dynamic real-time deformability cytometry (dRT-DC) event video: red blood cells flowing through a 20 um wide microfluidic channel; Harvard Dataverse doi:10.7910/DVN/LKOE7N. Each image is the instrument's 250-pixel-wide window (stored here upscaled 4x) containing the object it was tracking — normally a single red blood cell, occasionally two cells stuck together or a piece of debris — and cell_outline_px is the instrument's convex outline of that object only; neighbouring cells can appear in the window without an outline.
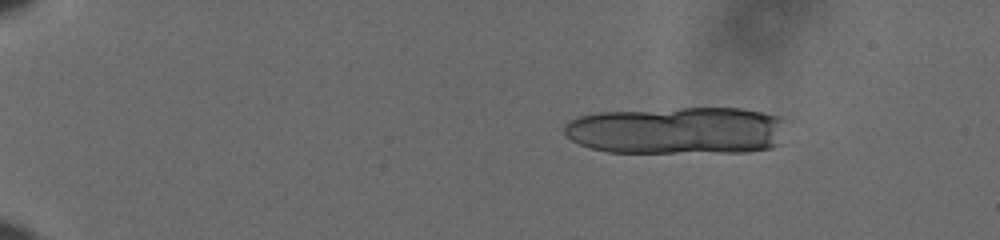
{"species": "human", "species_latin": "Homo sapiens", "temperature_condition": "cold", "stored_images_in_passage": 12, "camera_frame_rate_fps": 3000, "um_per_image_px": 0.085, "donor": {"sex": "male"}, "frame": {"image": 1, "passage_image": 1, "time_ms": 0.0, "image_size_px": [1000, 240], "cell_outline_px": [[780, 144], [772, 148], [748, 152], [608, 152], [592, 148], [580, 144], [572, 140], [564, 132], [564, 124], [580, 116], [600, 112], [680, 108], [740, 108], [764, 112], [780, 116]], "centroid_in_image_um": [57.55, 11.09], "position_along_channel_um": 27.4, "area_um2": 61.27}}